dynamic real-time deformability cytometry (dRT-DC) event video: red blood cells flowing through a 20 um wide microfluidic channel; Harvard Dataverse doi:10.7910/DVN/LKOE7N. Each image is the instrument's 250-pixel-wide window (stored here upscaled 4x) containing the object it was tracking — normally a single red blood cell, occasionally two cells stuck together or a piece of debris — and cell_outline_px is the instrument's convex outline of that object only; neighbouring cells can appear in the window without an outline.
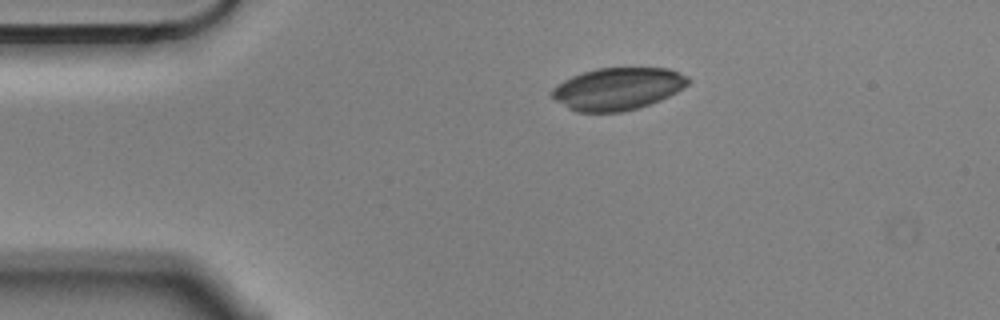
{"species": "Egyptian fruit bat (a non-hibernating species)", "species_latin": "Rousettus aegyptiacus", "temperature_condition": "cold", "stored_images_in_passage": 5, "camera_frame_rate_fps": 3000, "um_per_image_px": 0.085, "animal": {"sex": "male"}, "frame": {"image": 1, "passage_image": 1, "time_ms": 0.0, "image_size_px": [1000, 320], "cell_outline_px": [[692, 80], [688, 84], [676, 92], [660, 100], [636, 108], [620, 112], [576, 112], [568, 108], [556, 100], [552, 96], [552, 88], [556, 84], [572, 76], [596, 68], [668, 68], [688, 76]], "centroid_in_image_um": [52.5, 7.54], "position_along_channel_um": 32.5, "area_um2": 33.41}}
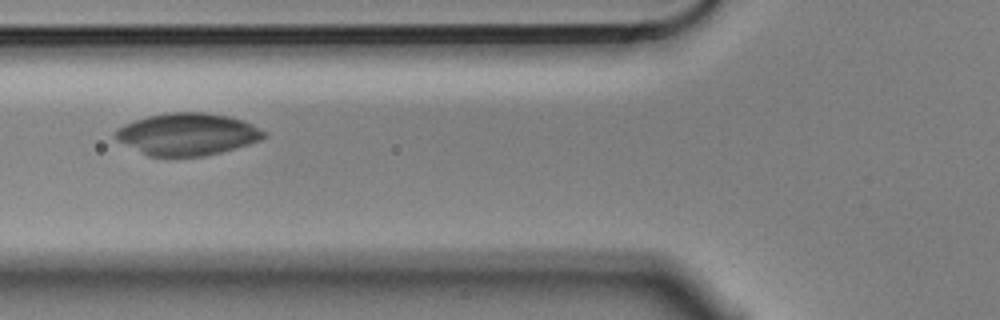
{"frame": {"image": 2, "passage_image": 4, "time_ms": 1.0, "image_size_px": [1000, 320], "cell_outline_px": [[268, 136], [260, 140], [248, 144], [220, 152], [204, 156], [148, 156], [116, 140], [112, 136], [116, 128], [124, 124], [148, 116], [168, 112], [204, 112], [228, 116], [252, 124], [268, 132]], "centroid_in_image_um": [15.91, 11.4], "position_along_channel_um": 109.9, "area_um2": 36.47}}
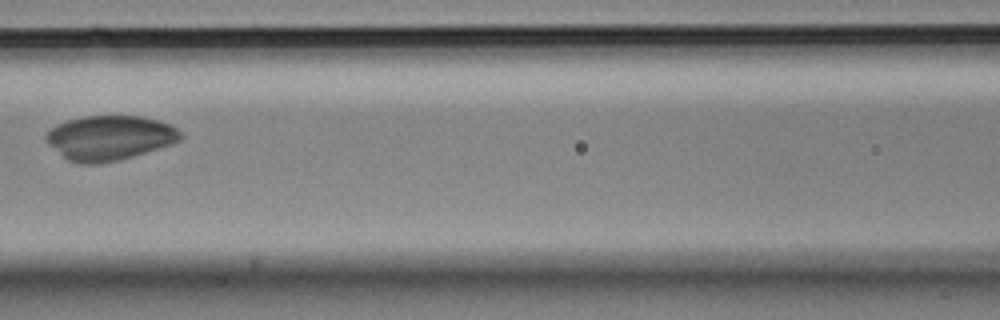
{"frame": {"image": 3, "passage_image": 5, "time_ms": 1.333, "image_size_px": [1000, 320], "cell_outline_px": [[184, 136], [180, 140], [172, 144], [120, 160], [96, 164], [80, 164], [68, 160], [48, 144], [44, 140], [44, 136], [56, 124], [68, 120], [84, 116], [140, 116], [172, 124]], "centroid_in_image_um": [9.31, 11.72], "position_along_channel_um": 157.3, "area_um2": 35.03}}